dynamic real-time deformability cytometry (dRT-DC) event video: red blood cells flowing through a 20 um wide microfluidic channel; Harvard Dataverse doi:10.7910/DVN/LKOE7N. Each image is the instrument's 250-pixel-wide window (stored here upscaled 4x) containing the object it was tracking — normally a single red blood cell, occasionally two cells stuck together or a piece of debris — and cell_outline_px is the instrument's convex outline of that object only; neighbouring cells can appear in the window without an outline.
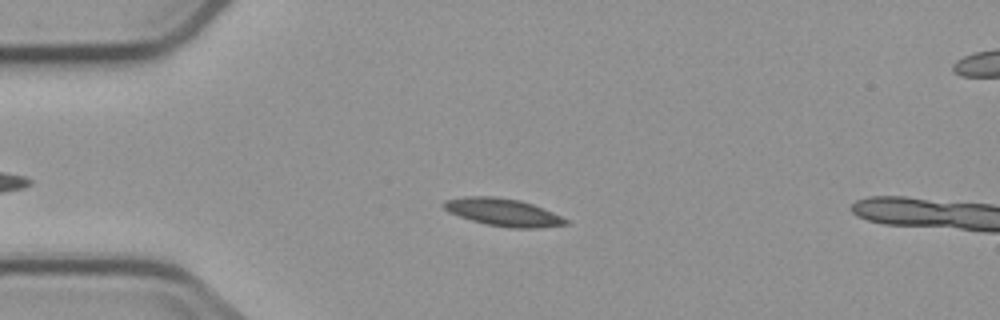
{"species": "common noctule bat (a hibernating species)", "species_latin": "Nyctalus noctula", "temperature_condition": "cold", "stored_images_in_passage": 3, "camera_frame_rate_fps": 3000, "um_per_image_px": 0.085, "animal": {"sex": "male", "body_mass_g": 23.1, "forearm_length_mm": 52.7}, "frame": {"image": 1, "passage_image": 2, "time_ms": 2.333, "image_size_px": [1000, 320], "cell_outline_px": [[568, 224], [536, 228], [508, 228], [484, 224], [448, 212], [440, 204], [444, 200], [464, 196], [492, 196], [520, 200], [532, 204], [552, 212], [568, 220]], "centroid_in_image_um": [42.71, 18.04], "position_along_channel_um": 42.3, "area_um2": 19.59}}